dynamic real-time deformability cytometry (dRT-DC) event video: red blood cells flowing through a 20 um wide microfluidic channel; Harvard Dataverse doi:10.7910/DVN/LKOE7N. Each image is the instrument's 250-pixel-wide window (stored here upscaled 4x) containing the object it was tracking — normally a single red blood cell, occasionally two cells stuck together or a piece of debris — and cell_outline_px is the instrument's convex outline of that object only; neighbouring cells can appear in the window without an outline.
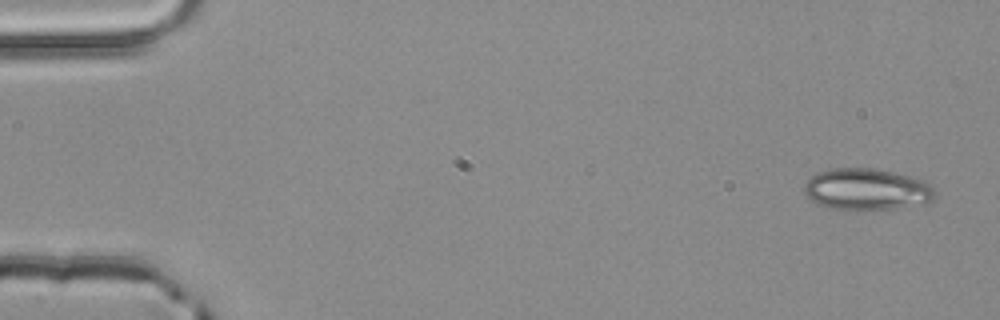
{"species": "common noctule bat (a hibernating species)", "species_latin": "Nyctalus noctula", "temperature_condition": "room temperature", "stored_images_in_passage": 3, "camera_frame_rate_fps": 3000, "um_per_image_px": 0.085, "animal": {"sex": "male", "body_mass_g": 20.4}, "frame": {"image": 1, "passage_image": 1, "time_ms": 0.0, "image_size_px": [1000, 320], "cell_outline_px": [[936, 196], [928, 204], [892, 208], [828, 208], [816, 204], [804, 192], [804, 184], [812, 176], [820, 172], [836, 168], [876, 168], [924, 180], [932, 184], [936, 192]], "centroid_in_image_um": [73.73, 16.08], "position_along_channel_um": 11.3, "area_um2": 31.39}}